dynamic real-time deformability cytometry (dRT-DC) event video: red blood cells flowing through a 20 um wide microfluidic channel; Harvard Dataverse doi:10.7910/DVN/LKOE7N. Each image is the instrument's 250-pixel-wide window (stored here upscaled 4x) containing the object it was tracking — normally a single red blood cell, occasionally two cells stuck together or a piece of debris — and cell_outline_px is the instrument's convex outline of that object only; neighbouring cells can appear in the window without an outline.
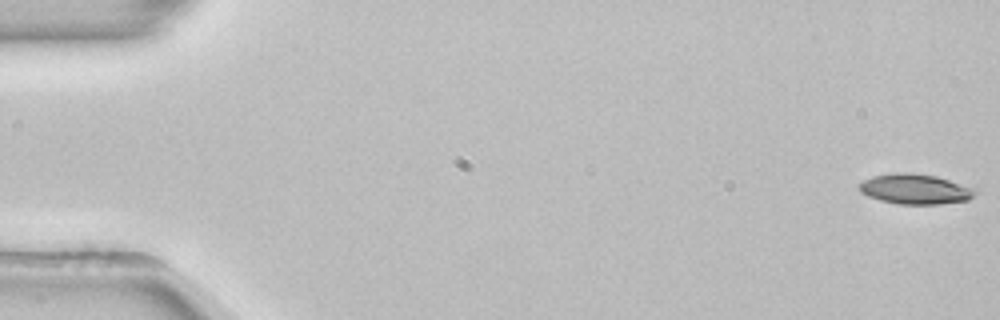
{"species": "common noctule bat (a hibernating species)", "species_latin": "Nyctalus noctula", "temperature_condition": "room temperature", "stored_images_in_passage": 55, "camera_frame_rate_fps": 3000, "um_per_image_px": 0.085, "animal": {"sex": "female", "body_mass_g": 22.7, "forearm_length_mm": 54.2}, "frame": {"image": 1, "passage_image": 1, "time_ms": 0.0, "image_size_px": [1000, 320], "cell_outline_px": [[980, 192], [968, 200], [940, 204], [900, 204], [880, 200], [868, 196], [860, 192], [860, 184], [864, 180], [872, 176], [896, 172], [908, 172], [936, 176], [976, 188]], "centroid_in_image_um": [77.84, 16.07], "position_along_channel_um": 7.2, "area_um2": 20.46}}
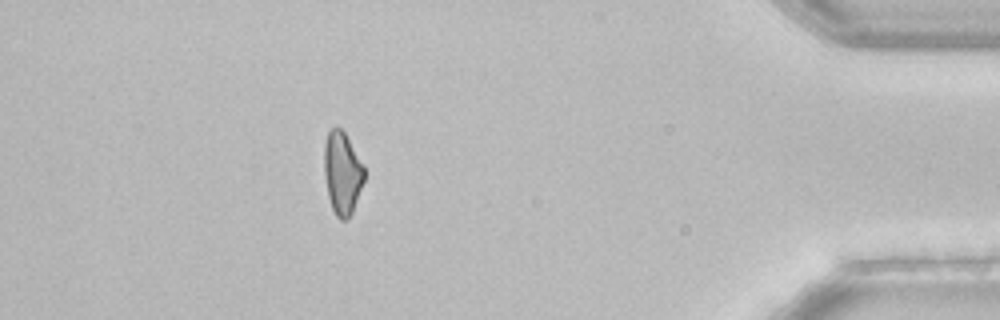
{"frame": {"image": 2, "passage_image": 48, "time_ms": 15.667, "image_size_px": [1000, 320], "cell_outline_px": [[364, 180], [352, 212], [348, 220], [340, 220], [336, 216], [332, 208], [328, 196], [324, 172], [324, 144], [328, 132], [336, 124], [344, 132], [364, 164]], "centroid_in_image_um": [29.09, 14.69], "position_along_channel_um": 406.1, "area_um2": 19.36}}